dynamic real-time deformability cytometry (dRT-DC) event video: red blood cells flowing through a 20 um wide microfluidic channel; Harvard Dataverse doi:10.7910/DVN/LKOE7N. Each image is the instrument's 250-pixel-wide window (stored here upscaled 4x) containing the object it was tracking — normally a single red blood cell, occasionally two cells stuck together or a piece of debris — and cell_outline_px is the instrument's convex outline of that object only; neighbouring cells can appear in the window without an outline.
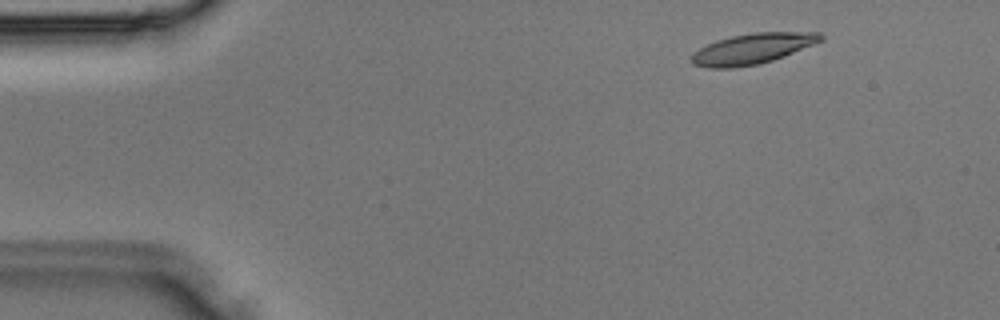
{"species": "Egyptian fruit bat (a non-hibernating species)", "species_latin": "Rousettus aegyptiacus", "temperature_condition": "room temperature", "stored_images_in_passage": 35, "camera_frame_rate_fps": 3000, "um_per_image_px": 0.085, "animal": {"sex": "male"}, "frame": {"image": 1, "passage_image": 3, "time_ms": 0.667, "image_size_px": [1000, 320], "cell_outline_px": [[824, 40], [816, 44], [784, 56], [760, 64], [732, 68], [708, 68], [692, 64], [692, 56], [700, 48], [716, 40], [732, 36], [752, 32], [820, 32], [824, 36]], "centroid_in_image_um": [64.02, 4.13], "position_along_channel_um": 21.0, "area_um2": 23.06}}
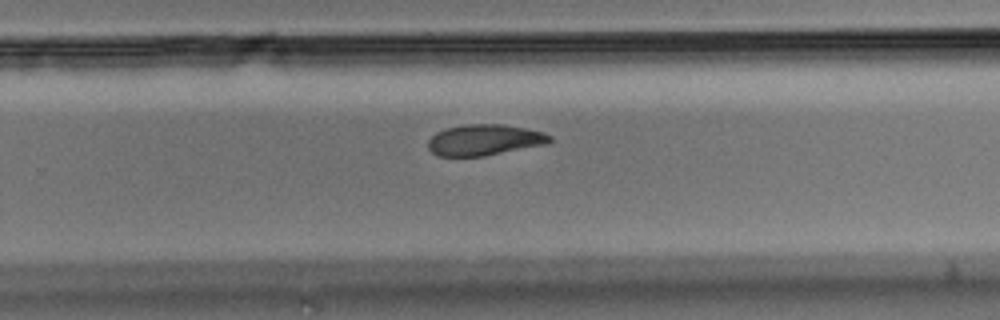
{"frame": {"image": 2, "passage_image": 22, "time_ms": 7.0, "image_size_px": [1000, 320], "cell_outline_px": [[552, 140], [548, 144], [484, 156], [436, 156], [428, 148], [428, 140], [436, 132], [444, 128], [464, 124], [504, 124], [544, 132], [552, 136]], "centroid_in_image_um": [41.18, 11.89], "position_along_channel_um": 288.6, "area_um2": 22.2}}
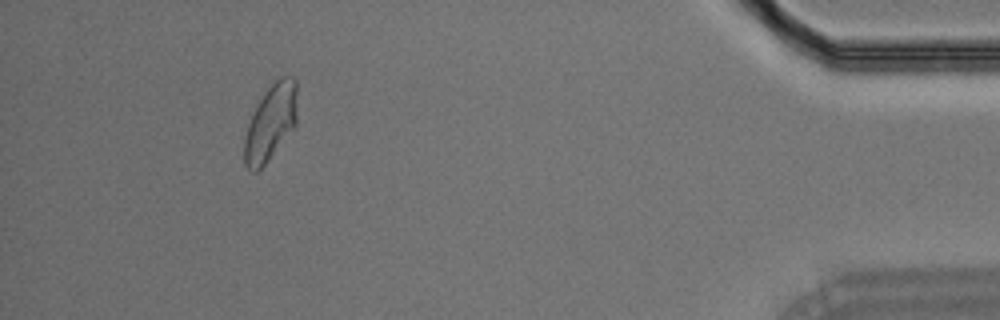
{"frame": {"image": 3, "passage_image": 32, "time_ms": 10.333, "image_size_px": [1000, 320], "cell_outline_px": [[296, 124], [264, 164], [256, 172], [252, 172], [244, 164], [244, 136], [252, 112], [264, 92], [280, 76], [292, 76], [296, 80]], "centroid_in_image_um": [22.98, 10.39], "position_along_channel_um": 412.2, "area_um2": 23.12}}